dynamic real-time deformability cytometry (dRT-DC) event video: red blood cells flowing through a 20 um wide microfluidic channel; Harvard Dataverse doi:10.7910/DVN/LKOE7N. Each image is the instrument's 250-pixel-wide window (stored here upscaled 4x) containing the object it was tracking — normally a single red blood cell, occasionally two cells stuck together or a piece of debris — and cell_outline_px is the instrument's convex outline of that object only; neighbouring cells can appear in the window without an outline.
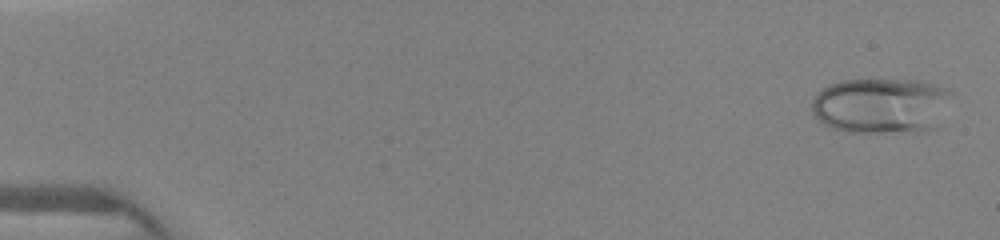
{"species": "human", "species_latin": "Homo sapiens", "temperature_condition": "warm", "stored_images_in_passage": 7, "camera_frame_rate_fps": 3000, "um_per_image_px": 0.085, "donor": {"sex": "female"}, "frame": {"image": 1, "passage_image": 1, "time_ms": 0.0, "image_size_px": [1000, 240], "cell_outline_px": [[952, 92], [936, 128], [924, 132], [848, 132], [832, 128], [824, 124], [812, 112], [812, 96], [824, 88], [840, 80], [920, 80], [948, 88]], "centroid_in_image_um": [74.9, 8.98], "position_along_channel_um": 10.1, "area_um2": 45.49}}
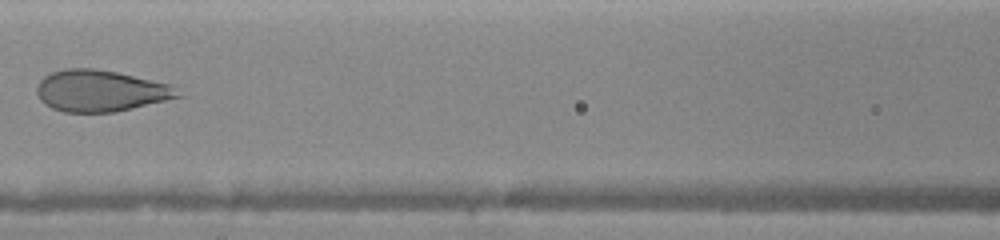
{"frame": {"image": 2, "passage_image": 7, "time_ms": 6.667, "image_size_px": [1000, 240], "cell_outline_px": [[184, 96], [112, 112], [64, 112], [52, 108], [44, 104], [40, 100], [36, 92], [36, 88], [40, 80], [44, 76], [52, 72], [68, 68], [92, 68], [116, 72], [172, 84]], "centroid_in_image_um": [8.53, 7.71], "position_along_channel_um": 158.1, "area_um2": 33.99}}